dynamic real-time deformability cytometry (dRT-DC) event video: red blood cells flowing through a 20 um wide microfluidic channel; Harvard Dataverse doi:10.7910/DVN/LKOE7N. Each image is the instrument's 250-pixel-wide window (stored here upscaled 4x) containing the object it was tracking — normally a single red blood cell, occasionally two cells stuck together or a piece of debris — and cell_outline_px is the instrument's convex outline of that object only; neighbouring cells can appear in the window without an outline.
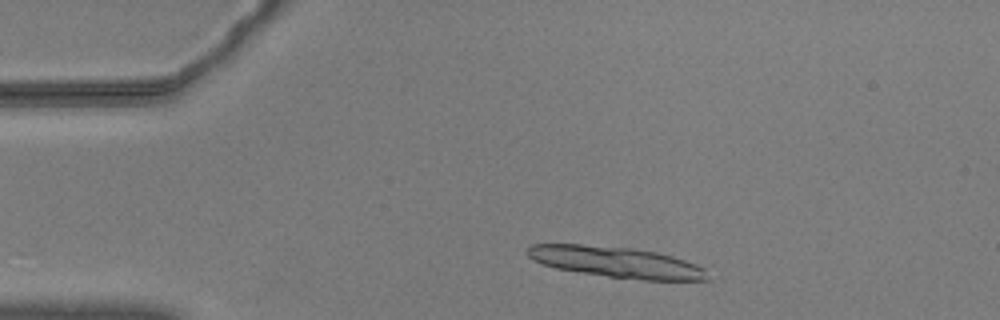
{"species": "common noctule bat (a hibernating species)", "species_latin": "Nyctalus noctula", "temperature_condition": "warm", "stored_images_in_passage": 15, "camera_frame_rate_fps": 3000, "um_per_image_px": 0.085, "animal": {"sex": "male", "body_mass_g": 20.5, "forearm_length_mm": 52.5}, "frame": {"image": 1, "passage_image": 5, "time_ms": 1.333, "image_size_px": [1000, 320], "cell_outline_px": [[708, 280], [644, 280], [608, 276], [580, 272], [556, 268], [532, 260], [528, 256], [528, 248], [532, 244], [580, 244], [632, 248], [656, 252], [672, 256], [696, 264], [704, 268]], "centroid_in_image_um": [52.37, 22.27], "position_along_channel_um": 32.6, "area_um2": 32.02}}